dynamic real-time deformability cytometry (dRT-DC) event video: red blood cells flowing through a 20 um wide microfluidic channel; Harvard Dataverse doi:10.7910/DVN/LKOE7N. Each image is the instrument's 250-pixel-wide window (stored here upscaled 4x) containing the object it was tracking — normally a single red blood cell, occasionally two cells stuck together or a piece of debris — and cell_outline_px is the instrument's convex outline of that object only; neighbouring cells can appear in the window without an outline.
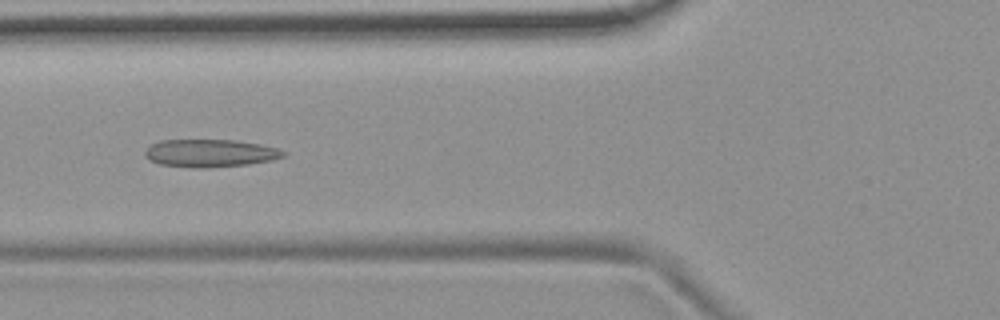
{"species": "common noctule bat (a hibernating species)", "species_latin": "Nyctalus noctula", "temperature_condition": "room temperature", "stored_images_in_passage": 40, "camera_frame_rate_fps": 3000, "um_per_image_px": 0.085, "animal": {"sex": "female", "body_mass_g": 19.9}, "frame": {"image": 1, "passage_image": 14, "time_ms": 4.333, "image_size_px": [1000, 320], "cell_outline_px": [[288, 152], [284, 156], [272, 160], [248, 164], [204, 168], [192, 168], [160, 164], [148, 160], [144, 156], [144, 152], [152, 144], [160, 140], [236, 140], [260, 144], [276, 148]], "centroid_in_image_um": [17.85, 13.02], "position_along_channel_um": 108.0, "area_um2": 22.43}}
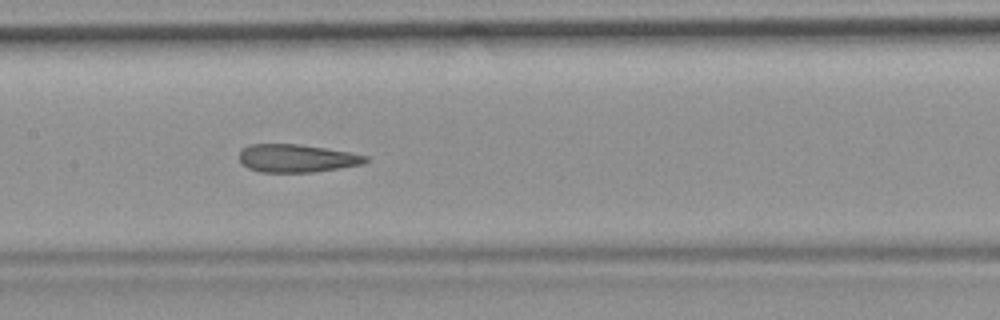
{"frame": {"image": 2, "passage_image": 20, "time_ms": 6.333, "image_size_px": [1000, 320], "cell_outline_px": [[368, 160], [364, 164], [340, 168], [312, 172], [260, 172], [248, 168], [240, 160], [240, 148], [248, 144], [300, 144], [348, 152], [368, 156]], "centroid_in_image_um": [25.2, 13.45], "position_along_channel_um": 182.2, "area_um2": 20.58}}
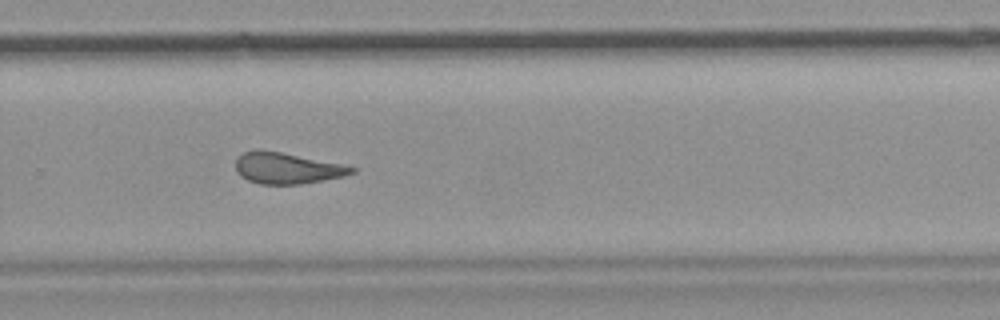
{"frame": {"image": 3, "passage_image": 30, "time_ms": 9.667, "image_size_px": [1000, 320], "cell_outline_px": [[356, 172], [344, 176], [324, 180], [300, 184], [260, 184], [248, 180], [240, 176], [236, 172], [236, 156], [244, 152], [260, 148], [340, 164], [356, 168]], "centroid_in_image_um": [24.34, 14.29], "position_along_channel_um": 305.5, "area_um2": 21.04}, "authors_computed_cell_mechanics": {"area_um2": 22.2241, "velocity_mm_per_s": 3.7164, "shape_relaxation_time_tau1_ms": null, "shape_relaxation_time_tau2_ms": 1.9903, "deformation_change_tau1": null, "deformation_change_tau2": 0.0948}}